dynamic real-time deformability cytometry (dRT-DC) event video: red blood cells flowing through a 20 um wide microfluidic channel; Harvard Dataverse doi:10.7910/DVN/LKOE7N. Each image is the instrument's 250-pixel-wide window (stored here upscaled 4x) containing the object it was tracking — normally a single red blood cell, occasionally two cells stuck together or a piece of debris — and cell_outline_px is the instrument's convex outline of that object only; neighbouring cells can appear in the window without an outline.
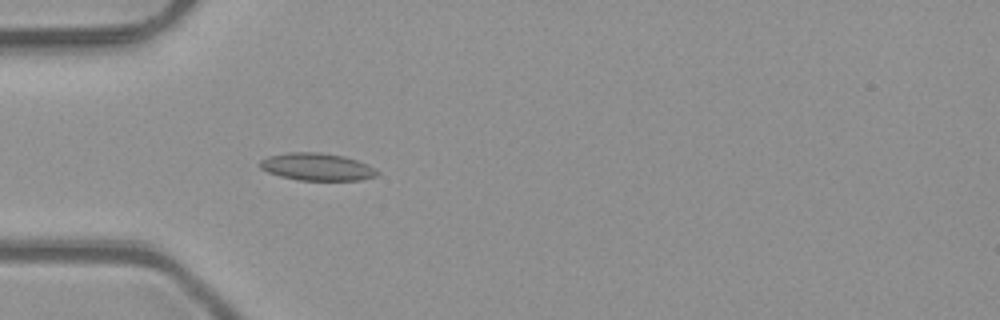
{"species": "common noctule bat (a hibernating species)", "species_latin": "Nyctalus noctula", "temperature_condition": "room temperature", "stored_images_in_passage": 40, "camera_frame_rate_fps": 3000, "um_per_image_px": 0.085, "animal": {"sex": "male", "body_mass_g": 23.1, "forearm_length_mm": 52.7}, "frame": {"image": 1, "passage_image": 5, "time_ms": 1.333, "image_size_px": [1000, 320], "cell_outline_px": [[380, 172], [376, 176], [360, 180], [296, 180], [280, 176], [268, 172], [260, 168], [260, 160], [268, 156], [288, 152], [320, 152], [344, 156], [356, 160], [376, 168]], "centroid_in_image_um": [26.94, 14.18], "position_along_channel_um": 58.1, "area_um2": 18.79}}
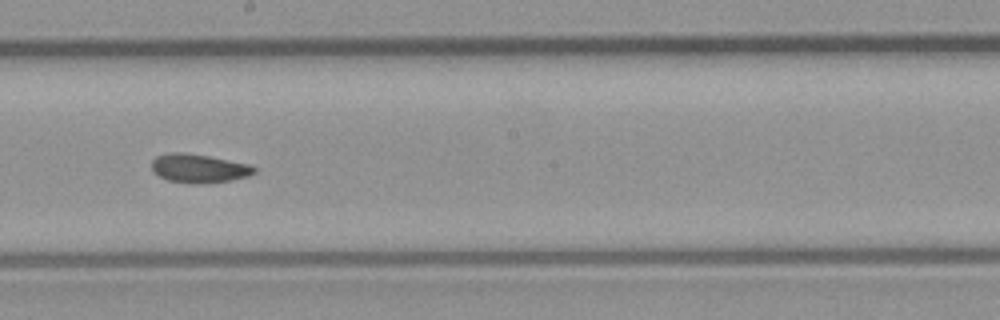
{"frame": {"image": 2, "passage_image": 18, "time_ms": 5.667, "image_size_px": [1000, 320], "cell_outline_px": [[256, 172], [248, 176], [208, 184], [192, 184], [168, 180], [160, 176], [152, 168], [152, 160], [156, 156], [172, 152], [184, 152], [208, 156], [248, 164], [256, 168]], "centroid_in_image_um": [16.9, 14.31], "position_along_channel_um": 231.3, "area_um2": 17.05}}
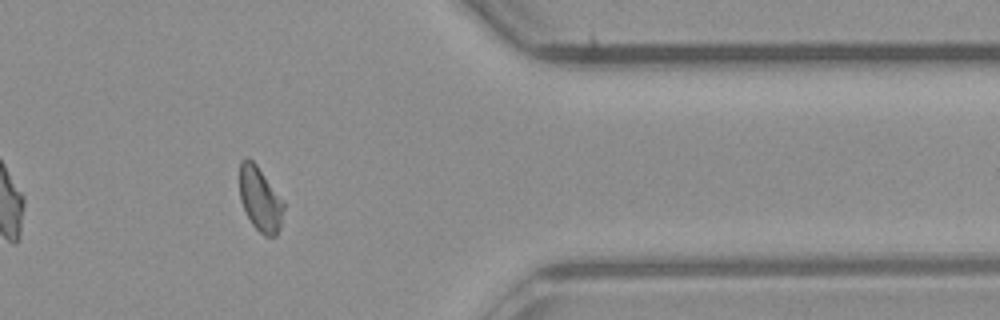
{"frame": {"image": 3, "passage_image": 31, "time_ms": 10.0, "image_size_px": [1000, 320], "cell_outline_px": [[284, 208], [280, 228], [276, 236], [264, 236], [252, 224], [240, 200], [240, 160], [248, 156], [256, 164], [284, 200]], "centroid_in_image_um": [22.12, 16.91], "position_along_channel_um": 389.3, "area_um2": 16.59}, "authors_computed_cell_mechanics": {"area_um2": 16.9932, "velocity_mm_per_s": 4.0894, "shape_relaxation_time_tau1_ms": 7.2375, "shape_relaxation_time_tau2_ms": 2.9421, "deformation_change_tau1": 0.1404, "deformation_change_tau2": 0.0775}}